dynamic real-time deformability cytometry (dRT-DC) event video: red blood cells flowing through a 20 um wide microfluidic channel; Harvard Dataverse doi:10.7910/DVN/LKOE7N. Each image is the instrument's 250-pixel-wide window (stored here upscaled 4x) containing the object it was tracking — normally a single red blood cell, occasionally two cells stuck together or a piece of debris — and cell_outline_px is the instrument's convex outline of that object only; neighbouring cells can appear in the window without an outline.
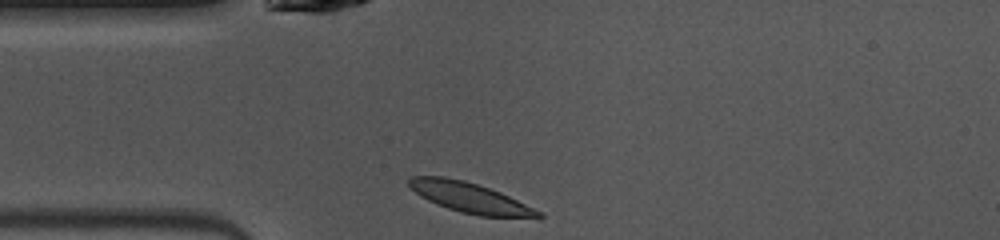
{"species": "common noctule bat (a hibernating species)", "species_latin": "Nyctalus noctula", "temperature_condition": "warm", "stored_images_in_passage": 38, "camera_frame_rate_fps": 3000, "um_per_image_px": 0.085, "animal": {"sex": "female", "body_mass_g": 10.0, "forearm_length_mm": 53.1}, "frame": {"image": 1, "passage_image": 1, "time_ms": 0.0, "image_size_px": [1000, 240], "cell_outline_px": [[544, 216], [540, 220], [480, 216], [460, 212], [436, 204], [420, 196], [408, 184], [408, 176], [444, 176], [464, 180], [500, 192], [544, 212]], "centroid_in_image_um": [40.07, 16.85], "position_along_channel_um": 44.9, "area_um2": 23.29}}
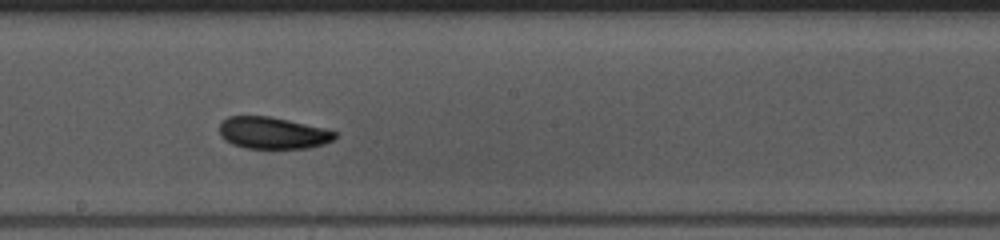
{"frame": {"image": 2, "passage_image": 15, "time_ms": 4.667, "image_size_px": [1000, 240], "cell_outline_px": [[336, 136], [332, 140], [324, 144], [312, 148], [244, 148], [232, 144], [224, 140], [220, 136], [220, 124], [228, 116], [268, 116], [288, 120], [324, 128], [336, 132]], "centroid_in_image_um": [23.17, 11.31], "position_along_channel_um": 225.0, "area_um2": 21.39}}
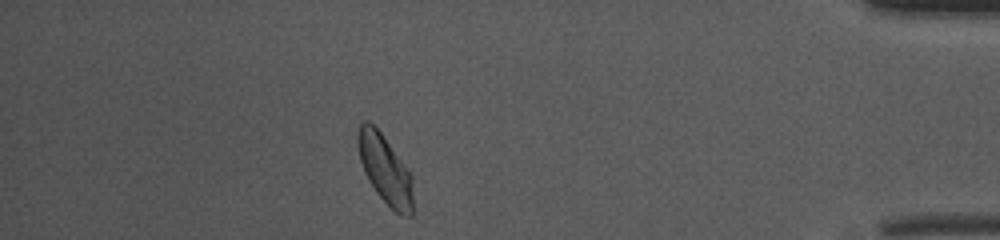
{"frame": {"image": 3, "passage_image": 32, "time_ms": 10.333, "image_size_px": [1000, 240], "cell_outline_px": [[412, 216], [404, 216], [396, 212], [376, 192], [368, 180], [364, 172], [360, 160], [356, 144], [356, 132], [360, 124], [364, 120], [368, 120], [380, 132], [408, 168], [412, 176]], "centroid_in_image_um": [32.7, 14.36], "position_along_channel_um": 402.5, "area_um2": 22.14}, "authors_computed_cell_mechanics": {"area_um2": 21.9351, "velocity_mm_per_s": 4.0259, "shape_relaxation_time_tau1_ms": 1.8649, "shape_relaxation_time_tau2_ms": 4.356, "deformation_change_tau1": 0.0778, "deformation_change_tau2": 0.0659}}